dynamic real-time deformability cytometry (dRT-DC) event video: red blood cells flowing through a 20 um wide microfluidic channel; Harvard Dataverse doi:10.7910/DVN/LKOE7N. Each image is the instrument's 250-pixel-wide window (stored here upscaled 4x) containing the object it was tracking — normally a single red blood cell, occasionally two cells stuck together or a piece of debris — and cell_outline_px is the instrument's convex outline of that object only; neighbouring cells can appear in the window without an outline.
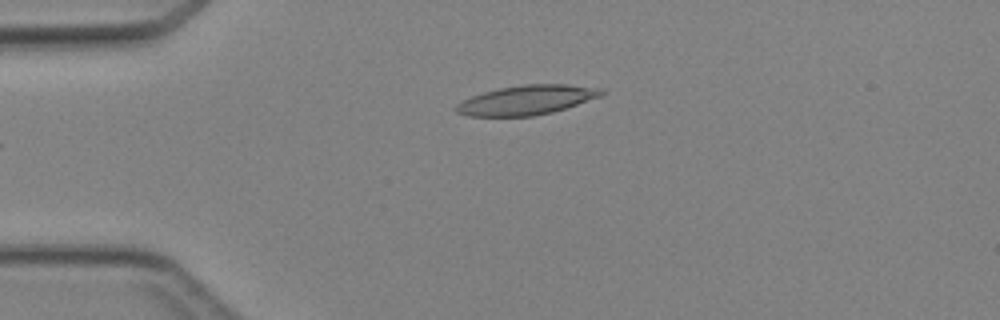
{"species": "Egyptian fruit bat (a non-hibernating species)", "species_latin": "Rousettus aegyptiacus", "temperature_condition": "cold", "stored_images_in_passage": 30, "camera_frame_rate_fps": 3000, "um_per_image_px": 0.085, "animal": {"sex": "female"}, "frame": {"image": 1, "passage_image": 1, "time_ms": 0.0, "image_size_px": [1000, 320], "cell_outline_px": [[604, 92], [600, 96], [552, 112], [532, 116], [468, 116], [456, 112], [452, 108], [456, 104], [472, 96], [484, 92], [500, 88], [524, 84], [568, 84], [604, 88]], "centroid_in_image_um": [44.74, 8.5], "position_along_channel_um": 40.3, "area_um2": 24.8}}
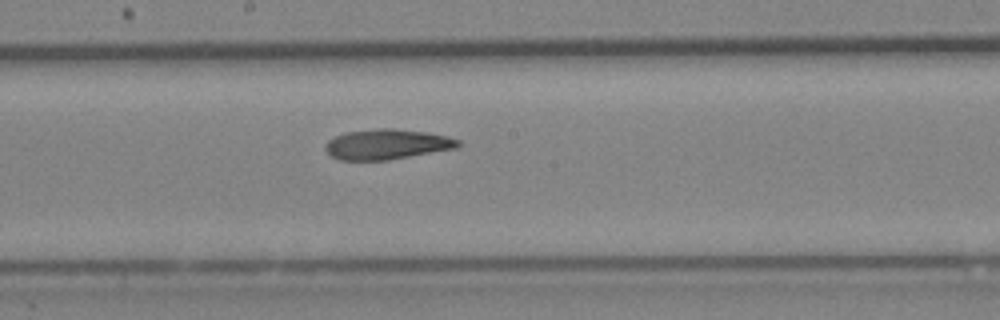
{"frame": {"image": 2, "passage_image": 15, "time_ms": 4.667, "image_size_px": [1000, 320], "cell_outline_px": [[460, 144], [456, 148], [388, 160], [340, 160], [332, 156], [324, 148], [328, 140], [344, 132], [380, 128], [392, 128], [428, 132], [460, 140]], "centroid_in_image_um": [32.87, 12.26], "position_along_channel_um": 215.3, "area_um2": 23.24}}
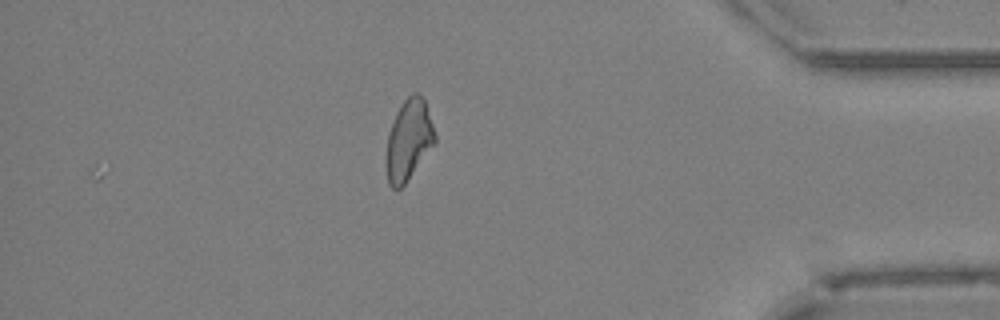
{"frame": {"image": 3, "passage_image": 30, "time_ms": 9.667, "image_size_px": [1000, 320], "cell_outline_px": [[436, 140], [404, 184], [400, 188], [392, 188], [388, 184], [388, 132], [396, 112], [404, 100], [412, 92], [416, 92], [424, 100], [436, 136]], "centroid_in_image_um": [34.74, 11.85], "position_along_channel_um": 400.5, "area_um2": 21.91}}